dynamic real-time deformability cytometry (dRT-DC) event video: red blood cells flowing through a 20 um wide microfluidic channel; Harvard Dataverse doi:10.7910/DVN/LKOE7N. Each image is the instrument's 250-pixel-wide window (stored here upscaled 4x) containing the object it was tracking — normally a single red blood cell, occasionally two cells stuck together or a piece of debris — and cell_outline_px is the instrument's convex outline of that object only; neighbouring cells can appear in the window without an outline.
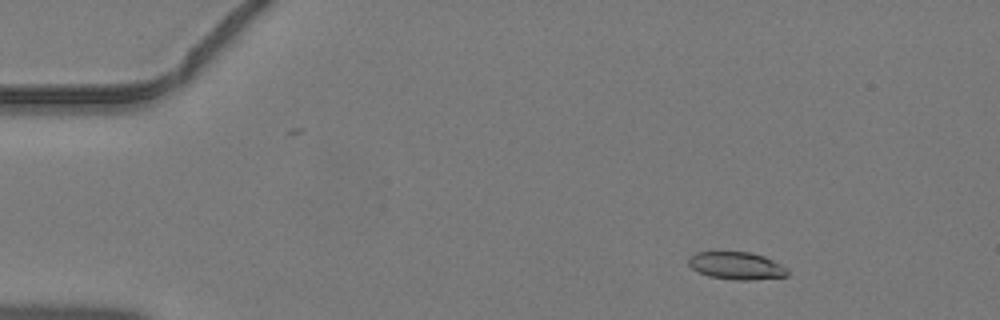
{"species": "common noctule bat (a hibernating species)", "species_latin": "Nyctalus noctula", "temperature_condition": "warm", "stored_images_in_passage": 45, "camera_frame_rate_fps": 3000, "um_per_image_px": 0.085, "animal": {"sex": "male", "body_mass_g": 19.2, "forearm_length_mm": 51.8}, "frame": {"image": 1, "passage_image": 6, "time_ms": 1.667, "image_size_px": [1000, 320], "cell_outline_px": [[788, 276], [748, 280], [736, 280], [708, 276], [696, 272], [688, 264], [688, 256], [696, 252], [752, 252], [764, 256], [788, 268]], "centroid_in_image_um": [62.57, 22.58], "position_along_channel_um": 22.4, "area_um2": 16.01}}
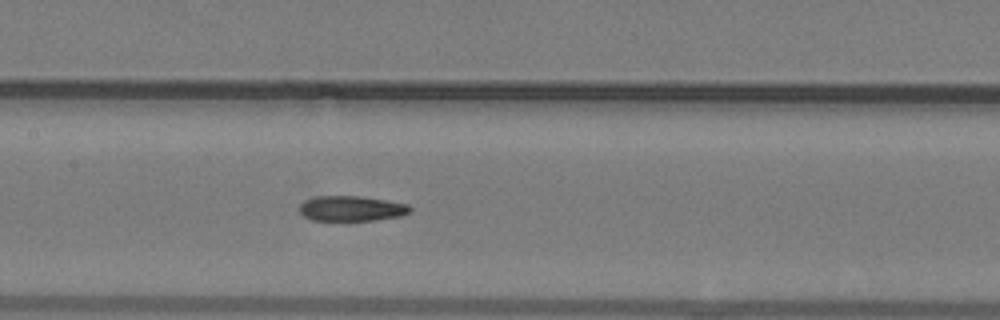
{"frame": {"image": 2, "passage_image": 22, "time_ms": 7.0, "image_size_px": [1000, 320], "cell_outline_px": [[412, 208], [408, 212], [400, 216], [372, 220], [312, 220], [304, 216], [300, 212], [300, 204], [304, 200], [316, 196], [360, 196], [408, 204]], "centroid_in_image_um": [29.84, 17.71], "position_along_channel_um": 177.6, "area_um2": 16.07}}
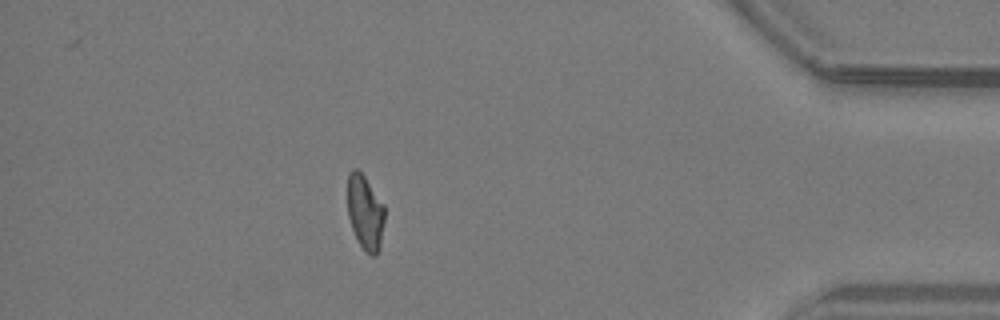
{"frame": {"image": 3, "passage_image": 40, "time_ms": 13.0, "image_size_px": [1000, 320], "cell_outline_px": [[384, 220], [380, 248], [376, 256], [368, 256], [364, 252], [352, 228], [348, 216], [348, 172], [352, 168], [356, 168], [364, 176], [384, 204]], "centroid_in_image_um": [31.04, 18.08], "position_along_channel_um": 404.2, "area_um2": 16.24}}